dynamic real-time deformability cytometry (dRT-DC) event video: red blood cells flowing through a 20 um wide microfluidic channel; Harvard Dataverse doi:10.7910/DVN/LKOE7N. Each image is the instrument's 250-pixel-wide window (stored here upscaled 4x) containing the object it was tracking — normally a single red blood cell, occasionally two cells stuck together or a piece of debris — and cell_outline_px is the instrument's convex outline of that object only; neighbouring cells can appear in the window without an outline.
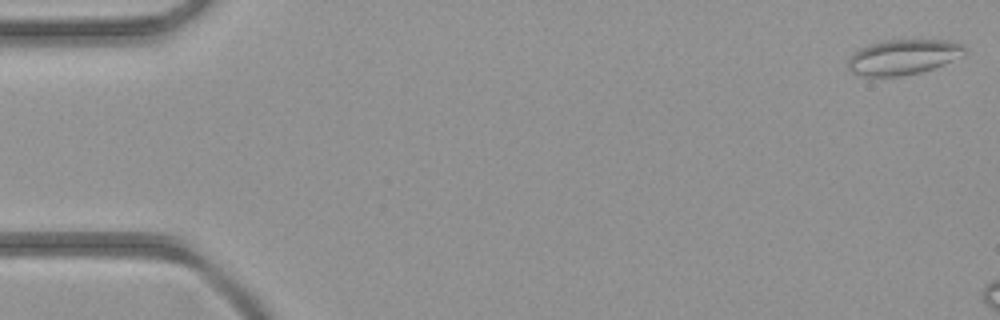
{"species": "common noctule bat (a hibernating species)", "species_latin": "Nyctalus noctula", "temperature_condition": "room temperature", "stored_images_in_passage": 3, "camera_frame_rate_fps": 3000, "um_per_image_px": 0.085, "animal": {"sex": "female", "body_mass_g": 21.9}, "frame": {"image": 1, "passage_image": 1, "time_ms": 0.0, "image_size_px": [1000, 320], "cell_outline_px": [[968, 52], [964, 56], [944, 64], [920, 72], [900, 76], [864, 76], [852, 72], [848, 68], [848, 56], [852, 52], [868, 44], [884, 40], [956, 40], [964, 44], [968, 48]], "centroid_in_image_um": [76.82, 4.82], "position_along_channel_um": 8.2, "area_um2": 24.39}}